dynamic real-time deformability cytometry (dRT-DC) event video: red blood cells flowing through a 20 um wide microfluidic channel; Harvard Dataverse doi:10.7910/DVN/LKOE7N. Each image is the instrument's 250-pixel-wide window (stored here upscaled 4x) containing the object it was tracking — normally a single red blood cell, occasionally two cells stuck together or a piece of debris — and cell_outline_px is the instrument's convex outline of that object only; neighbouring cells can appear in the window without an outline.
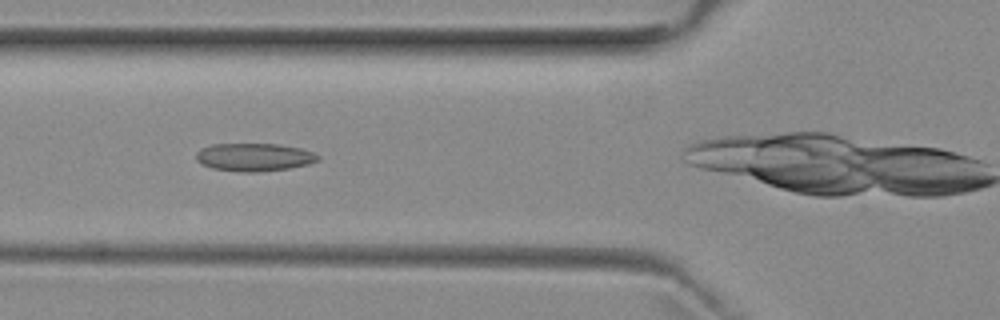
{"species": "common noctule bat (a hibernating species)", "species_latin": "Nyctalus noctula", "temperature_condition": "room temperature", "stored_images_in_passage": 25, "camera_frame_rate_fps": 3000, "um_per_image_px": 0.085, "animal": {"sex": "female", "body_mass_g": 29.2, "forearm_length_mm": 56.3}, "frame": {"image": 1, "passage_image": 3, "time_ms": 0.667, "image_size_px": [1000, 320], "cell_outline_px": [[320, 160], [308, 164], [288, 168], [260, 172], [240, 172], [212, 168], [200, 164], [196, 160], [196, 152], [212, 144], [276, 144], [300, 148], [312, 152], [320, 156]], "centroid_in_image_um": [21.6, 13.36], "position_along_channel_um": 104.2, "area_um2": 19.83}}
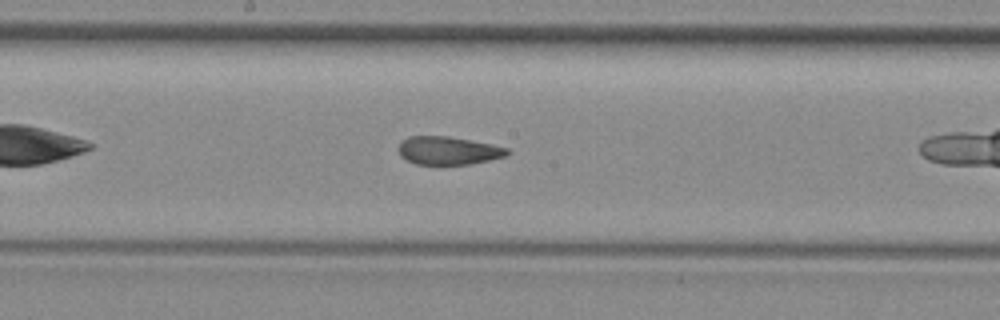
{"frame": {"image": 2, "passage_image": 11, "time_ms": 3.333, "image_size_px": [1000, 320], "cell_outline_px": [[512, 152], [504, 156], [472, 164], [416, 164], [400, 156], [400, 144], [408, 136], [448, 136], [508, 148]], "centroid_in_image_um": [38.11, 12.8], "position_along_channel_um": 210.1, "area_um2": 17.46}}
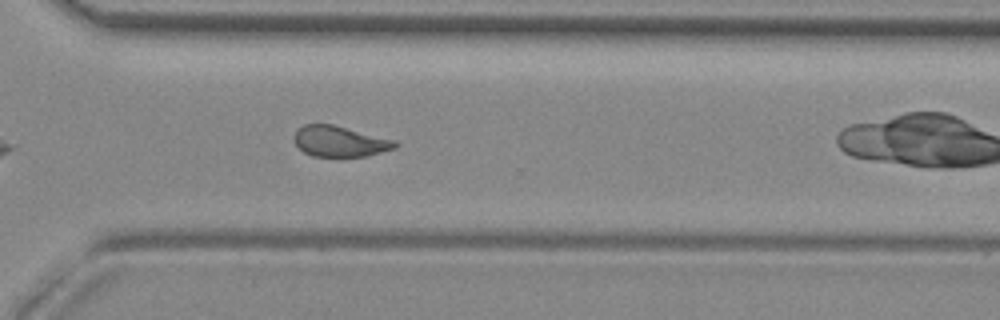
{"frame": {"image": 3, "passage_image": 21, "time_ms": 6.667, "image_size_px": [1000, 320], "cell_outline_px": [[400, 144], [396, 148], [364, 156], [312, 156], [304, 152], [292, 140], [292, 136], [296, 128], [304, 124], [332, 124], [396, 140]], "centroid_in_image_um": [28.85, 12.0], "position_along_channel_um": 341.7, "area_um2": 18.21}}